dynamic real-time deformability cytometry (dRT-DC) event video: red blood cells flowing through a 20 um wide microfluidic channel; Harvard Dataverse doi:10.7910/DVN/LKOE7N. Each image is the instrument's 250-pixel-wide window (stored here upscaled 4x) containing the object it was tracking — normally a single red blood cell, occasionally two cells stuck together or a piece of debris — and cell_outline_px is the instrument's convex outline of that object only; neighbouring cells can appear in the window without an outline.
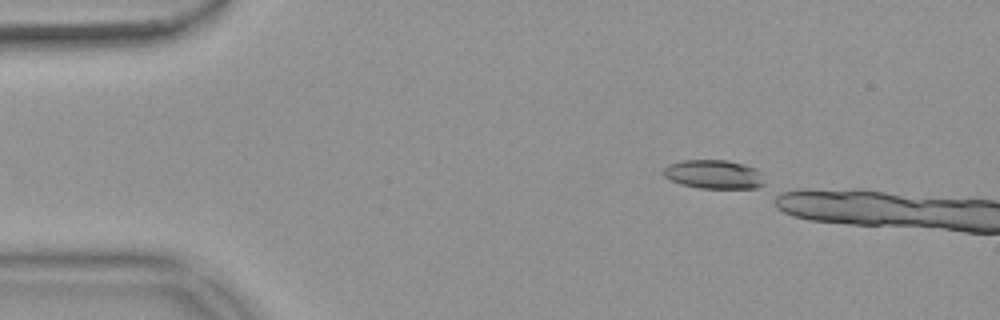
{"species": "common noctule bat (a hibernating species)", "species_latin": "Nyctalus noctula", "temperature_condition": "warm", "stored_images_in_passage": 5, "camera_frame_rate_fps": 3000, "um_per_image_px": 0.085, "animal": {"sex": "female", "body_mass_g": 18.4}, "frame": {"image": 1, "passage_image": 1, "time_ms": 0.0, "image_size_px": [1000, 320], "cell_outline_px": [[764, 184], [756, 188], [700, 188], [680, 184], [664, 176], [660, 172], [668, 164], [680, 160], [728, 160], [744, 164], [756, 168], [760, 172]], "centroid_in_image_um": [60.64, 14.81], "position_along_channel_um": 24.4, "area_um2": 17.11}}